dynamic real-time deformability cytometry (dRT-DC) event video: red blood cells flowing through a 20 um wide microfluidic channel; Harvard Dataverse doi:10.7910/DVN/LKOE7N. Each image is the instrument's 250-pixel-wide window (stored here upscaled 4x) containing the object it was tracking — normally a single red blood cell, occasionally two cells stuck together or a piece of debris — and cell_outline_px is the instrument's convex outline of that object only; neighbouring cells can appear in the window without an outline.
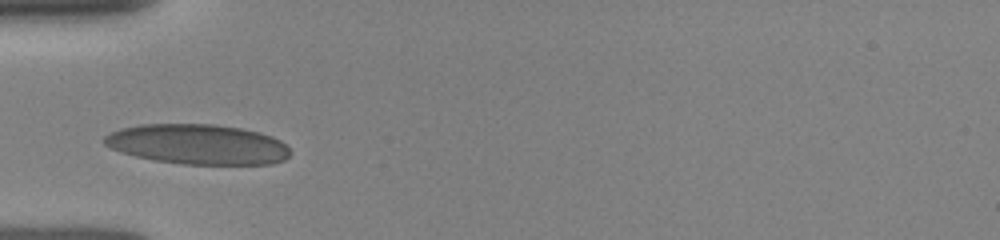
{"species": "human", "species_latin": "Homo sapiens", "temperature_condition": "room temperature", "stored_images_in_passage": 29, "camera_frame_rate_fps": 3000, "um_per_image_px": 0.085, "donor": {"sex": "female"}, "frame": {"image": 1, "passage_image": 1, "time_ms": 0.0, "image_size_px": [1000, 240], "cell_outline_px": [[292, 152], [284, 160], [272, 164], [180, 164], [156, 160], [136, 156], [120, 152], [104, 144], [104, 136], [120, 128], [140, 124], [216, 124], [240, 128], [260, 132], [272, 136], [280, 140]], "centroid_in_image_um": [16.82, 12.26], "position_along_channel_um": 68.2, "area_um2": 43.47}}
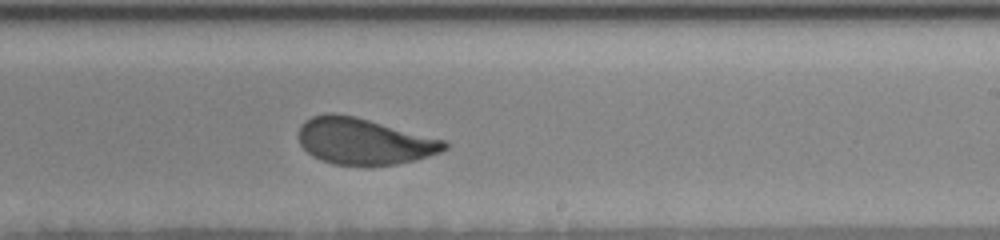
{"frame": {"image": 2, "passage_image": 17, "time_ms": 4.667, "image_size_px": [1000, 240], "cell_outline_px": [[448, 148], [440, 152], [416, 160], [396, 164], [364, 168], [332, 164], [320, 160], [312, 156], [300, 144], [300, 124], [304, 120], [312, 116], [324, 112], [336, 112], [356, 116], [444, 140], [448, 144]], "centroid_in_image_um": [30.9, 12.03], "position_along_channel_um": 258.1, "area_um2": 40.17}}
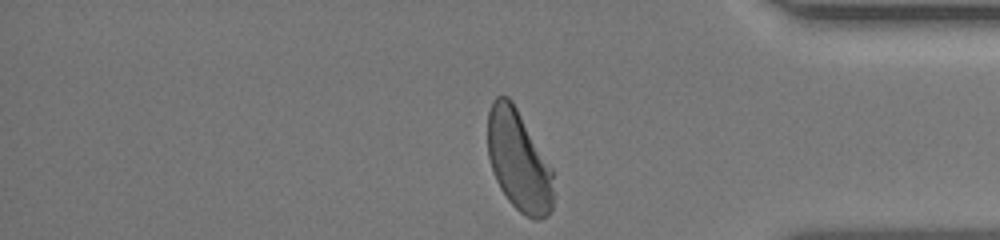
{"frame": {"image": 3, "passage_image": 29, "time_ms": 8.333, "image_size_px": [1000, 240], "cell_outline_px": [[552, 208], [548, 216], [540, 220], [532, 220], [524, 216], [508, 200], [500, 188], [496, 180], [488, 156], [488, 112], [492, 100], [496, 96], [508, 96], [512, 100], [552, 168]], "centroid_in_image_um": [44.08, 13.67], "position_along_channel_um": 391.1, "area_um2": 38.55}}